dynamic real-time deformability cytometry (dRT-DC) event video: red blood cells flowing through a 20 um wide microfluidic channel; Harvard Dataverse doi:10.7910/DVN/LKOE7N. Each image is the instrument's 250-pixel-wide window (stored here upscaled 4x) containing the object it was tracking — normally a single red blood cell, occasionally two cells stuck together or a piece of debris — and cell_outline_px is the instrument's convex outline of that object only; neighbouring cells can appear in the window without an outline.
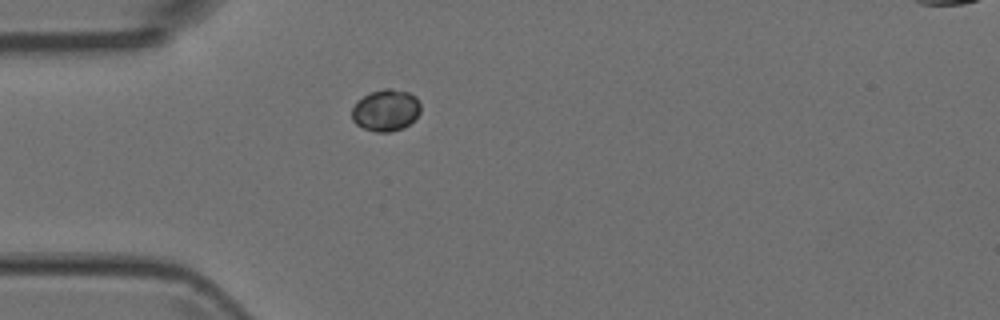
{"species": "Egyptian fruit bat (a non-hibernating species)", "species_latin": "Rousettus aegyptiacus", "temperature_condition": "room temperature", "stored_images_in_passage": 1, "camera_frame_rate_fps": 3000, "um_per_image_px": 0.085, "animal": {"sex": "female"}, "frame": {"image": 1, "passage_image": 1, "time_ms": 0.0, "image_size_px": [1000, 320], "cell_outline_px": [[420, 112], [404, 128], [392, 132], [376, 132], [364, 128], [356, 124], [352, 120], [352, 108], [356, 100], [372, 92], [384, 88], [392, 88], [408, 92], [416, 96], [420, 104]], "centroid_in_image_um": [32.78, 9.37], "position_along_channel_um": 52.2, "area_um2": 16.76}}